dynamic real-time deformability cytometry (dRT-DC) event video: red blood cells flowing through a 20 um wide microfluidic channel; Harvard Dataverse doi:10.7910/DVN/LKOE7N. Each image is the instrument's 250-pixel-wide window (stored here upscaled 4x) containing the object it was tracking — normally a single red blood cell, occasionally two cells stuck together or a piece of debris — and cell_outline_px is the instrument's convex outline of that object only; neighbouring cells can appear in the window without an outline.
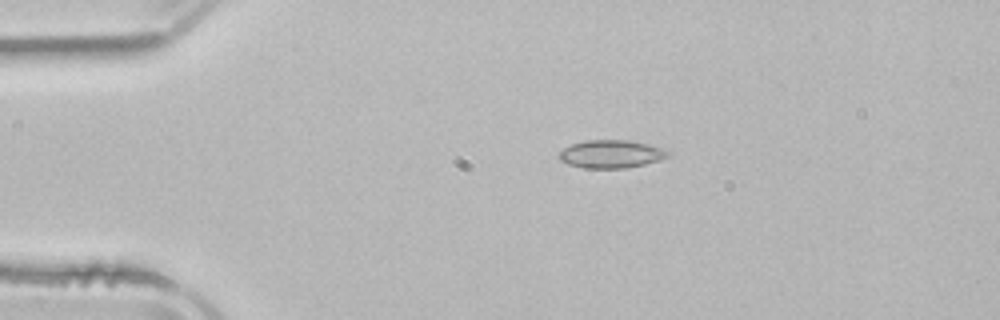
{"species": "common noctule bat (a hibernating species)", "species_latin": "Nyctalus noctula", "temperature_condition": "room temperature", "stored_images_in_passage": 4, "camera_frame_rate_fps": 3000, "um_per_image_px": 0.085, "animal": {"sex": "male", "body_mass_g": 21.5, "forearm_length_mm": 52.0}, "frame": {"image": 1, "passage_image": 4, "time_ms": 4.667, "image_size_px": [1000, 320], "cell_outline_px": [[672, 156], [660, 160], [628, 168], [584, 168], [568, 164], [560, 160], [556, 156], [564, 148], [572, 144], [584, 140], [628, 140], [668, 148], [672, 152]], "centroid_in_image_um": [52.01, 13.09], "position_along_channel_um": 33.0, "area_um2": 18.15}}